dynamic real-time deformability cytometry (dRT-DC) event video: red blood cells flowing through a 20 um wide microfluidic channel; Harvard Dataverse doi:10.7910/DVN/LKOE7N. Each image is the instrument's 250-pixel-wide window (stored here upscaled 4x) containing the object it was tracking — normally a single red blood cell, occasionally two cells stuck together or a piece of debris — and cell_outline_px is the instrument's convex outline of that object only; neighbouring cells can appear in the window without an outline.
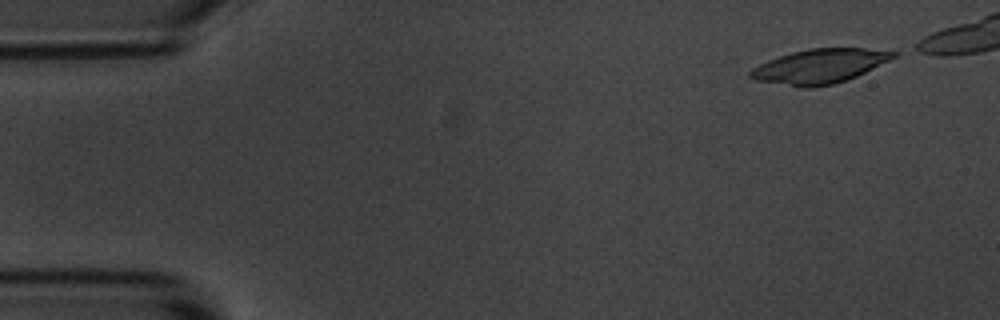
{"species": "common noctule bat (a hibernating species)", "species_latin": "Nyctalus noctula", "temperature_condition": "room temperature", "stored_images_in_passage": 42, "camera_frame_rate_fps": 3000, "um_per_image_px": 0.085, "animal": {"sex": "male", "body_mass_g": 20.1, "forearm_length_mm": 53.5}, "frame": {"image": 1, "passage_image": 1, "time_ms": 0.0, "image_size_px": [1000, 320], "cell_outline_px": [[900, 52], [896, 56], [856, 76], [832, 84], [812, 88], [804, 88], [756, 80], [748, 76], [748, 72], [752, 68], [768, 60], [792, 52], [808, 48], [864, 48]], "centroid_in_image_um": [69.63, 5.62], "position_along_channel_um": 15.4, "area_um2": 28.32}}